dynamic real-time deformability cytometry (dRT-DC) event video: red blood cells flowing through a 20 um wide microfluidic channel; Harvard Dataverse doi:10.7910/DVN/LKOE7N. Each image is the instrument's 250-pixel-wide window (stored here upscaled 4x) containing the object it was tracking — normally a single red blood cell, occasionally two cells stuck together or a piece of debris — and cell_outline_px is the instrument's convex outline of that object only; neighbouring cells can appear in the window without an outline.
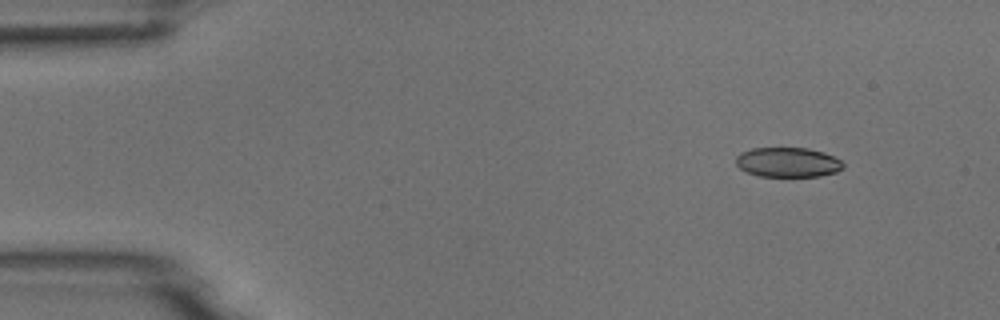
{"species": "common noctule bat (a hibernating species)", "species_latin": "Nyctalus noctula", "temperature_condition": "room temperature", "stored_images_in_passage": 4, "camera_frame_rate_fps": 3000, "um_per_image_px": 0.085, "animal": {"sex": "male", "body_mass_g": 18.8}, "frame": {"image": 1, "passage_image": 1, "time_ms": 0.0, "image_size_px": [1000, 320], "cell_outline_px": [[844, 168], [836, 172], [820, 176], [760, 176], [748, 172], [740, 168], [736, 164], [736, 156], [740, 152], [752, 148], [808, 148], [824, 152], [840, 160], [844, 164]], "centroid_in_image_um": [66.97, 13.79], "position_along_channel_um": 18.0, "area_um2": 18.55}}
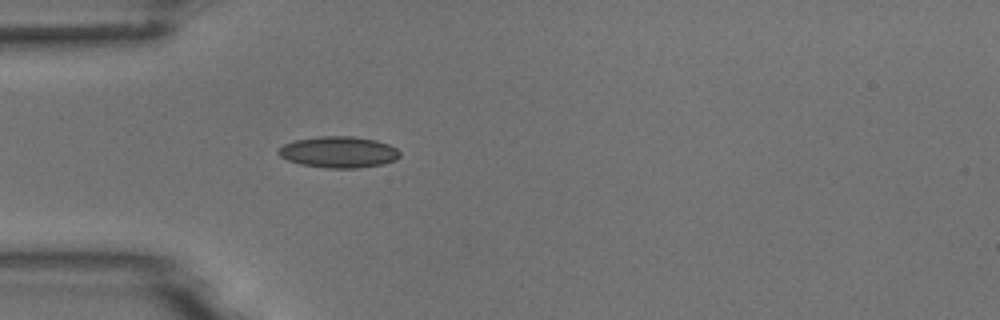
{"frame": {"image": 2, "passage_image": 4, "time_ms": 3.333, "image_size_px": [1000, 320], "cell_outline_px": [[400, 156], [396, 160], [380, 164], [356, 168], [328, 168], [300, 164], [288, 160], [280, 156], [276, 152], [276, 148], [284, 144], [296, 140], [320, 136], [352, 136], [376, 140], [388, 144], [396, 148], [400, 152]], "centroid_in_image_um": [28.76, 12.92], "position_along_channel_um": 56.2, "area_um2": 22.14}}